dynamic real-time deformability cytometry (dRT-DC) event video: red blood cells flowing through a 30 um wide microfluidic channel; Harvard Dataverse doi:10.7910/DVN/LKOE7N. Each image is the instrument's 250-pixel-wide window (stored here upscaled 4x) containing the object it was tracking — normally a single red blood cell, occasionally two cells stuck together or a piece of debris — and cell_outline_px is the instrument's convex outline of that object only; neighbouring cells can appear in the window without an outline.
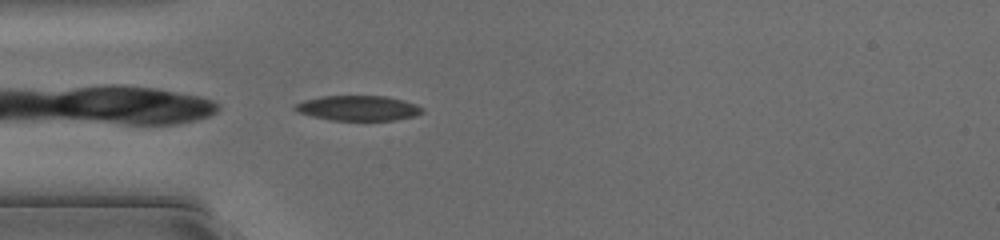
{"species": "common noctule bat (a hibernating species)", "species_latin": "Nyctalus noctula", "temperature_condition": "cold", "stored_images_in_passage": 36, "camera_frame_rate_fps": 3000, "um_per_image_px": 0.085, "animal": {"sex": "female", "body_mass_g": 17.0, "forearm_length_mm": 48.0}, "frame": {"image": 1, "passage_image": 1, "time_ms": 0.0, "image_size_px": [1000, 240], "cell_outline_px": [[424, 112], [416, 116], [392, 120], [332, 120], [312, 116], [300, 112], [292, 108], [296, 104], [304, 100], [324, 96], [388, 96], [416, 104], [424, 108]], "centroid_in_image_um": [30.49, 9.19], "position_along_channel_um": 54.5, "area_um2": 18.5}}
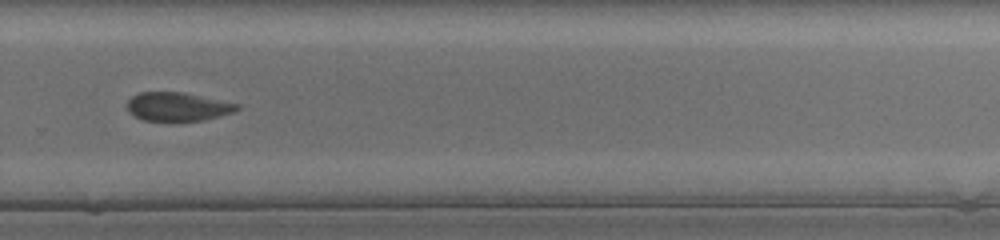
{"frame": {"image": 2, "passage_image": 20, "time_ms": 6.333, "image_size_px": [1000, 240], "cell_outline_px": [[240, 108], [232, 112], [204, 120], [144, 120], [128, 112], [128, 100], [132, 96], [140, 92], [180, 92], [240, 104]], "centroid_in_image_um": [15.09, 9.06], "position_along_channel_um": 314.7, "area_um2": 17.92}}
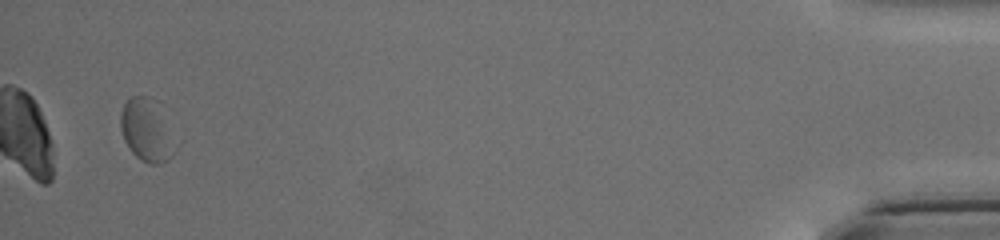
{"frame": {"image": 3, "passage_image": 34, "time_ms": 11.0, "image_size_px": [1000, 240], "cell_outline_px": [[172, 156], [168, 160], [160, 164], [148, 164], [140, 160], [128, 148], [124, 140], [120, 128], [120, 112], [124, 104], [132, 96], [148, 96], [172, 152]], "centroid_in_image_um": [12.23, 11.17], "position_along_channel_um": 423.0, "area_um2": 17.4}}